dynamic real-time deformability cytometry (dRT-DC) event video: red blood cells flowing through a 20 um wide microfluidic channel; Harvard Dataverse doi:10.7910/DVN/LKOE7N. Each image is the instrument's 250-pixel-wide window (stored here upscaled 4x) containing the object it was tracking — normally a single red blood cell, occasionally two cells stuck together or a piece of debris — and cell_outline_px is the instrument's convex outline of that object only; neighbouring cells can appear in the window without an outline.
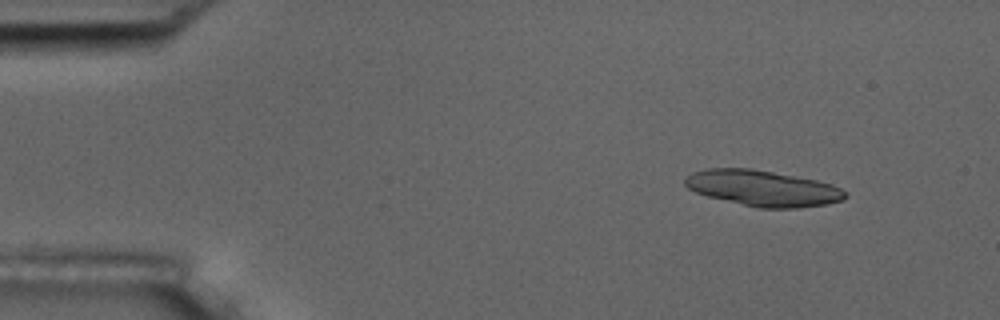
{"species": "common noctule bat (a hibernating species)", "species_latin": "Nyctalus noctula", "temperature_condition": "room temperature", "stored_images_in_passage": 6, "camera_frame_rate_fps": 3000, "um_per_image_px": 0.085, "animal": {"sex": "male", "body_mass_g": 17.5, "forearm_length_mm": 52.3}, "frame": {"image": 1, "passage_image": 2, "time_ms": 1.0, "image_size_px": [1000, 320], "cell_outline_px": [[848, 196], [844, 200], [828, 204], [796, 208], [760, 208], [708, 196], [696, 192], [688, 188], [684, 184], [684, 180], [692, 172], [708, 168], [752, 168], [816, 180], [832, 184], [848, 192]], "centroid_in_image_um": [64.87, 16.0], "position_along_channel_um": 20.1, "area_um2": 33.41}}